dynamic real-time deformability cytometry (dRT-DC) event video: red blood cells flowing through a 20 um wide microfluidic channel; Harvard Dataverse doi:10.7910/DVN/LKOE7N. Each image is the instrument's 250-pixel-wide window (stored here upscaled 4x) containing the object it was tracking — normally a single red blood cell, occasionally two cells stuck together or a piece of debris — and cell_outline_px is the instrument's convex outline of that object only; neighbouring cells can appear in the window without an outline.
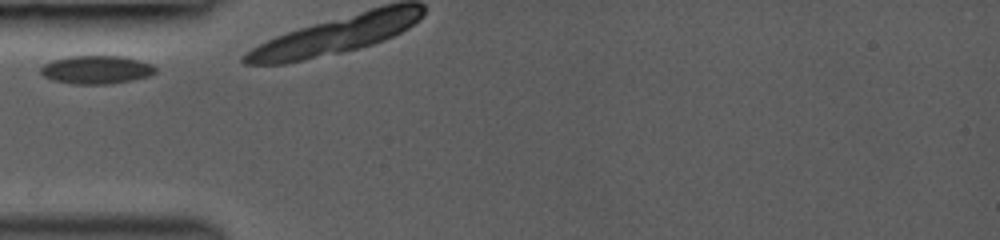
{"species": "common noctule bat (a hibernating species)", "species_latin": "Nyctalus noctula", "temperature_condition": "room temperature", "stored_images_in_passage": 6, "camera_frame_rate_fps": 3000, "um_per_image_px": 0.085, "animal": {"sex": "female", "body_mass_g": 19.0, "forearm_length_mm": 53.3}, "frame": {"image": 1, "passage_image": 1, "time_ms": 0.0, "image_size_px": [1000, 240], "cell_outline_px": [[156, 72], [148, 76], [132, 80], [108, 84], [72, 84], [52, 80], [44, 76], [40, 72], [40, 68], [44, 64], [52, 60], [68, 56], [124, 56], [140, 60], [152, 64], [156, 68]], "centroid_in_image_um": [8.19, 5.92], "position_along_channel_um": 76.8, "area_um2": 19.02}}